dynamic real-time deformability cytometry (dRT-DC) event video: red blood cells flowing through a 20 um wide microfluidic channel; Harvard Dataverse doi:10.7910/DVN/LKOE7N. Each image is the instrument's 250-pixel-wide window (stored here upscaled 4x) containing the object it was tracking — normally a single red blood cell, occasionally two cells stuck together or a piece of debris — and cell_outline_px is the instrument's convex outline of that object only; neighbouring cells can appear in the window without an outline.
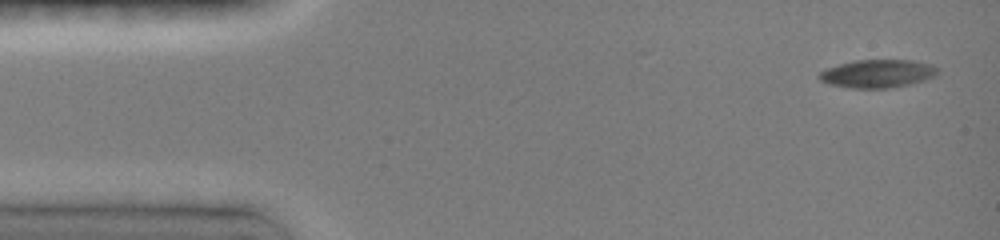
{"species": "common noctule bat (a hibernating species)", "species_latin": "Nyctalus noctula", "temperature_condition": "room temperature", "stored_images_in_passage": 26, "camera_frame_rate_fps": 3000, "um_per_image_px": 0.085, "animal": {"sex": "female", "body_mass_g": 19.0, "forearm_length_mm": 51.5}, "frame": {"image": 1, "passage_image": 1, "time_ms": 0.0, "image_size_px": [1000, 240], "cell_outline_px": [[936, 76], [924, 80], [908, 84], [888, 88], [852, 88], [828, 84], [820, 80], [816, 76], [820, 72], [828, 68], [840, 64], [856, 60], [916, 60], [932, 64], [936, 68]], "centroid_in_image_um": [74.58, 6.25], "position_along_channel_um": 10.4, "area_um2": 19.31}}
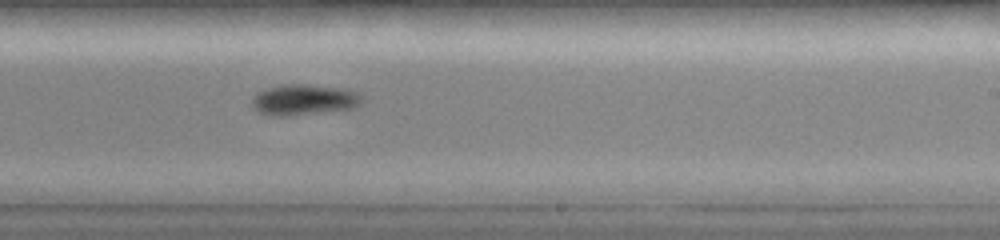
{"frame": {"image": 2, "passage_image": 10, "time_ms": 9.0, "image_size_px": [1000, 240], "cell_outline_px": [[364, 100], [360, 104], [352, 108], [284, 116], [272, 116], [260, 112], [252, 108], [252, 100], [256, 92], [268, 88], [284, 84], [308, 84], [348, 88], [356, 92]], "centroid_in_image_um": [25.83, 8.46], "position_along_channel_um": 263.2, "area_um2": 19.71}}
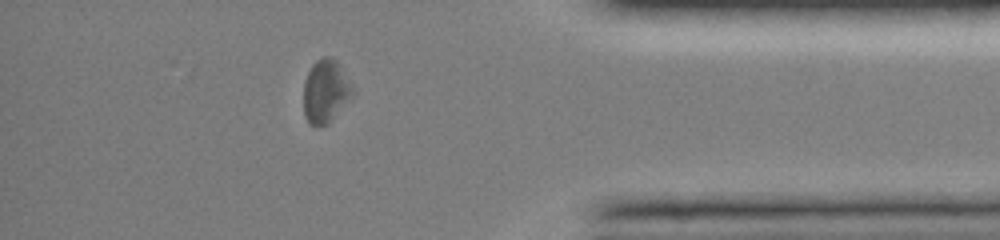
{"frame": {"image": 3, "passage_image": 20, "time_ms": 13.0, "image_size_px": [1000, 240], "cell_outline_px": [[352, 96], [328, 124], [312, 124], [304, 116], [304, 80], [312, 64], [316, 60], [324, 56], [332, 56], [336, 60], [352, 88]], "centroid_in_image_um": [27.64, 7.73], "position_along_channel_um": 407.6, "area_um2": 17.57}, "authors_computed_cell_mechanics": {"area_um2": 18.9006, "velocity_mm_per_s": 4.0193, "shape_relaxation_time_tau1_ms": 2.1301, "shape_relaxation_time_tau2_ms": null, "deformation_change_tau1": 0.1031, "deformation_change_tau2": null}}